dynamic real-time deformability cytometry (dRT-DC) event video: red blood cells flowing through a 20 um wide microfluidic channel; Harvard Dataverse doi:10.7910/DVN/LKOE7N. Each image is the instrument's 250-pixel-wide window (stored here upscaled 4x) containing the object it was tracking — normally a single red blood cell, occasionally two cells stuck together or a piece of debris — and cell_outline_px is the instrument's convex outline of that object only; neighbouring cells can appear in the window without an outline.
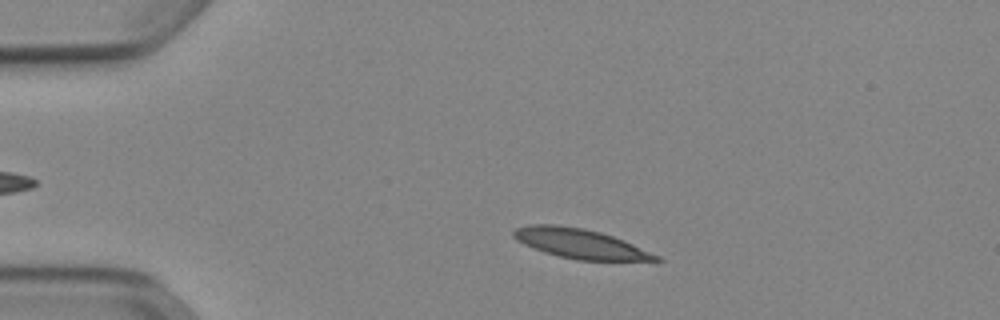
{"species": "Egyptian fruit bat (a non-hibernating species)", "species_latin": "Rousettus aegyptiacus", "temperature_condition": "cold", "stored_images_in_passage": 48, "camera_frame_rate_fps": 3000, "um_per_image_px": 0.085, "animal": {"sex": "female"}, "frame": {"image": 1, "passage_image": 7, "time_ms": 2.0, "image_size_px": [1000, 320], "cell_outline_px": [[664, 260], [576, 260], [544, 252], [524, 244], [516, 240], [512, 236], [512, 232], [516, 228], [528, 224], [556, 224], [584, 228], [600, 232], [624, 240], [660, 256]], "centroid_in_image_um": [49.27, 20.69], "position_along_channel_um": 35.7, "area_um2": 24.45}}
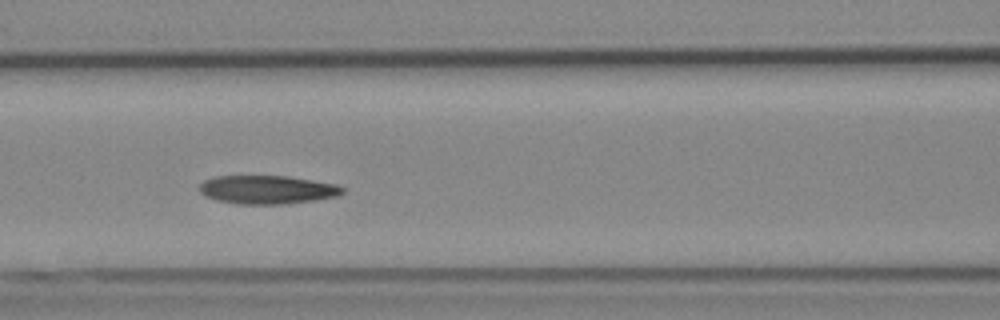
{"frame": {"image": 2, "passage_image": 19, "time_ms": 6.0, "image_size_px": [1000, 320], "cell_outline_px": [[344, 192], [336, 196], [316, 200], [280, 204], [236, 204], [216, 200], [204, 196], [200, 192], [200, 184], [204, 180], [216, 176], [288, 176], [336, 184], [344, 188]], "centroid_in_image_um": [22.69, 16.12], "position_along_channel_um": 143.9, "area_um2": 23.76}}
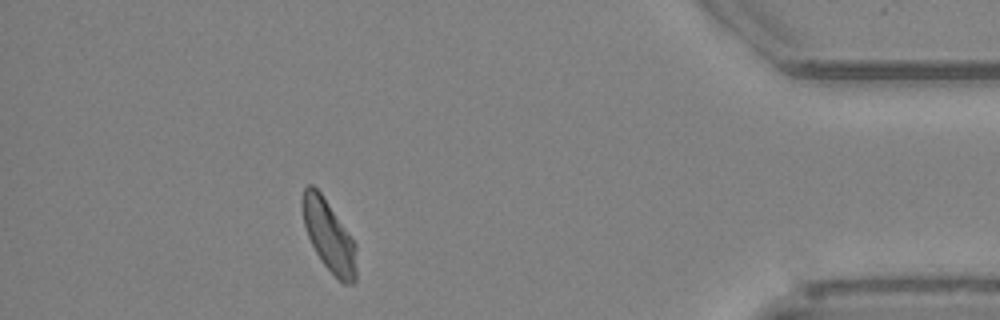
{"frame": {"image": 3, "passage_image": 43, "time_ms": 14.0, "image_size_px": [1000, 320], "cell_outline_px": [[356, 280], [352, 284], [344, 284], [324, 264], [316, 252], [308, 236], [304, 224], [300, 204], [300, 200], [304, 188], [308, 184], [312, 184], [320, 192], [356, 244]], "centroid_in_image_um": [27.94, 20.02], "position_along_channel_um": 407.3, "area_um2": 22.14}, "authors_computed_cell_mechanics": {"area_um2": 23.9292, "velocity_mm_per_s": 3.8554, "shape_relaxation_time_tau1_ms": 9.2196, "shape_relaxation_time_tau2_ms": 7.99, "deformation_change_tau1": 0.2082, "deformation_change_tau2": 0.1475}}